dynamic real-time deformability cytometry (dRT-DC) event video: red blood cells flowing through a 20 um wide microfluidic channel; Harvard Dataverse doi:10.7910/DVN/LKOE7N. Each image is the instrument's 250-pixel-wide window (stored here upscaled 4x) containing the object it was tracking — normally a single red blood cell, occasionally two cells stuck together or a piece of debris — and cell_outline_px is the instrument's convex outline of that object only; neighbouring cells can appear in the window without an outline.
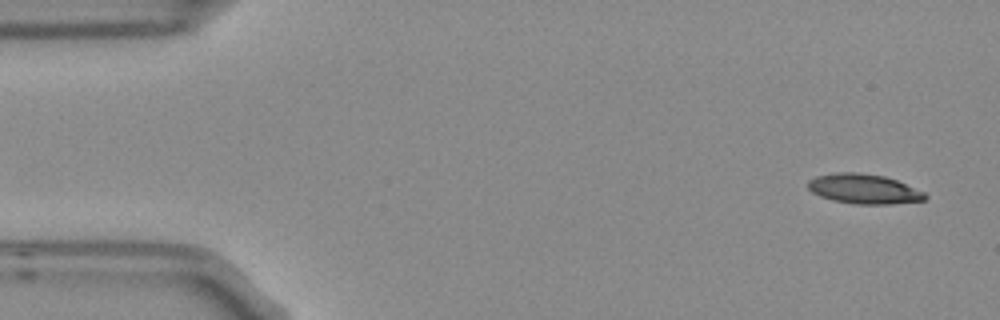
{"species": "Egyptian fruit bat (a non-hibernating species)", "species_latin": "Rousettus aegyptiacus", "temperature_condition": "room temperature", "stored_images_in_passage": 7, "camera_frame_rate_fps": 3000, "um_per_image_px": 0.085, "frame": {"image": 1, "passage_image": 1, "time_ms": 0.0, "image_size_px": [1000, 320], "cell_outline_px": [[928, 196], [924, 200], [892, 204], [856, 204], [832, 200], [820, 196], [812, 192], [808, 188], [808, 180], [816, 176], [836, 172], [856, 172], [884, 176], [896, 180], [924, 192]], "centroid_in_image_um": [73.41, 16.06], "position_along_channel_um": 11.6, "area_um2": 20.23}}
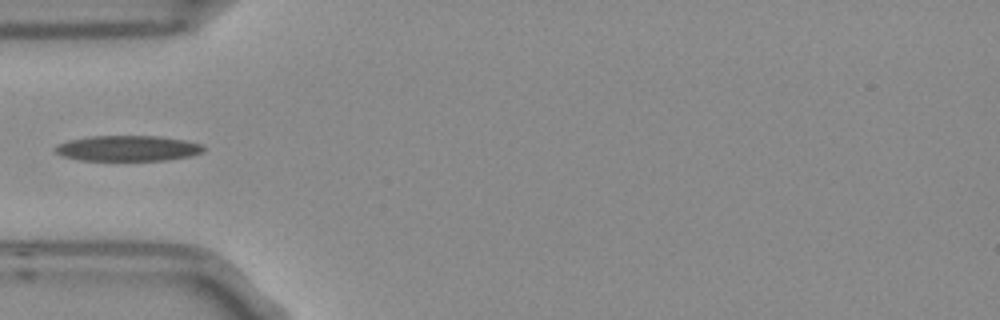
{"frame": {"image": 2, "passage_image": 5, "time_ms": 1.333, "image_size_px": [1000, 320], "cell_outline_px": [[204, 148], [200, 152], [188, 156], [164, 160], [80, 160], [60, 156], [52, 152], [52, 148], [56, 144], [68, 140], [92, 136], [160, 136], [188, 140], [204, 144]], "centroid_in_image_um": [10.78, 12.6], "position_along_channel_um": 74.2, "area_um2": 22.31}}
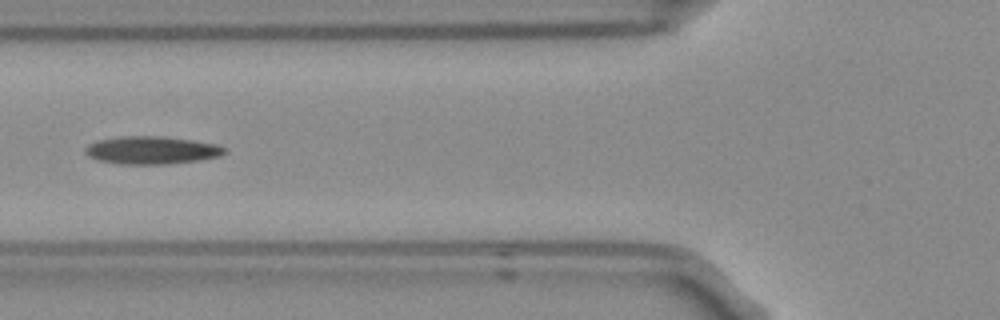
{"frame": {"image": 3, "passage_image": 6, "time_ms": 1.667, "image_size_px": [1000, 320], "cell_outline_px": [[228, 152], [220, 156], [200, 160], [164, 164], [116, 164], [96, 160], [88, 156], [84, 152], [84, 148], [88, 144], [96, 140], [120, 136], [164, 136], [192, 140], [216, 144], [228, 148]], "centroid_in_image_um": [12.87, 12.76], "position_along_channel_um": 112.9, "area_um2": 22.95}}